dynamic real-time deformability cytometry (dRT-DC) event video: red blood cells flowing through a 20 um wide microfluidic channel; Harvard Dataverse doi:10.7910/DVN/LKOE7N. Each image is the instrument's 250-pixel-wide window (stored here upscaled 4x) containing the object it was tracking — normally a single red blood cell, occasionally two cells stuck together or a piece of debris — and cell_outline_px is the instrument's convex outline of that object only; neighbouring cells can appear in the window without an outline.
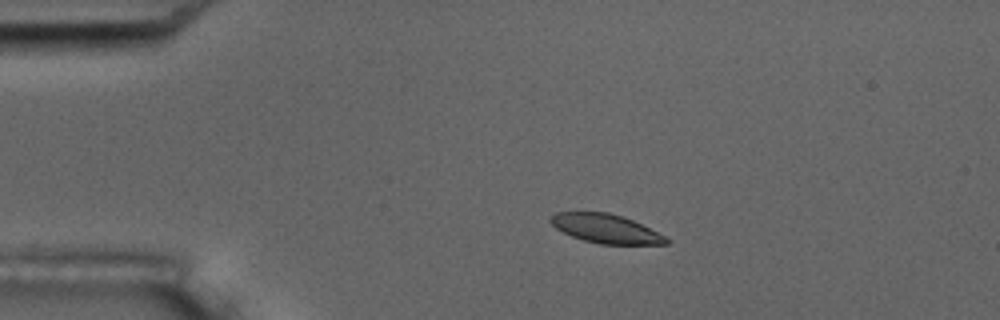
{"species": "common noctule bat (a hibernating species)", "species_latin": "Nyctalus noctula", "temperature_condition": "room temperature", "stored_images_in_passage": 9, "camera_frame_rate_fps": 3000, "um_per_image_px": 0.085, "animal": {"sex": "male", "body_mass_g": 17.5, "forearm_length_mm": 52.3}, "frame": {"image": 1, "passage_image": 4, "time_ms": 3.333, "image_size_px": [1000, 320], "cell_outline_px": [[668, 244], [600, 244], [584, 240], [572, 236], [556, 228], [548, 220], [556, 212], [608, 212], [624, 216], [664, 236], [668, 240]], "centroid_in_image_um": [51.46, 19.42], "position_along_channel_um": 33.5, "area_um2": 19.19}}
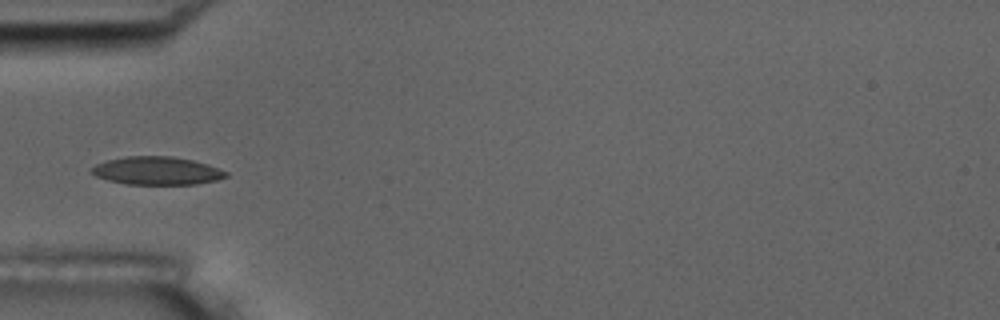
{"frame": {"image": 2, "passage_image": 6, "time_ms": 5.667, "image_size_px": [1000, 320], "cell_outline_px": [[228, 176], [216, 180], [196, 184], [128, 184], [108, 180], [96, 176], [88, 168], [96, 164], [108, 160], [128, 156], [172, 156], [192, 160], [208, 164], [228, 172]], "centroid_in_image_um": [13.34, 14.51], "position_along_channel_um": 71.7, "area_um2": 21.91}}
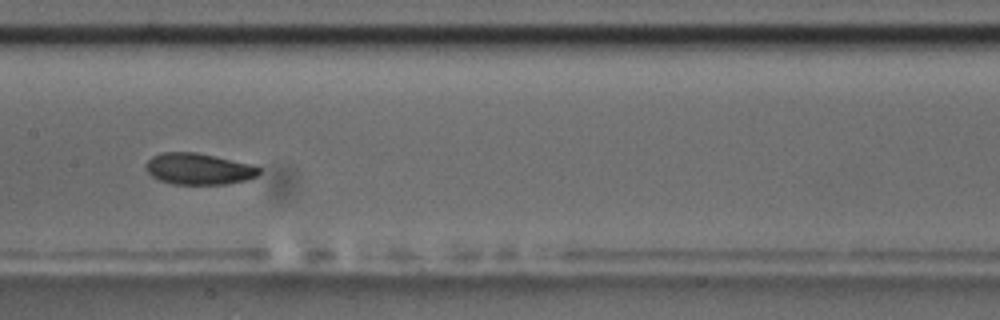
{"frame": {"image": 3, "passage_image": 9, "time_ms": 9.0, "image_size_px": [1000, 320], "cell_outline_px": [[260, 172], [256, 176], [248, 180], [228, 184], [172, 184], [160, 180], [152, 176], [144, 168], [144, 164], [152, 156], [160, 152], [196, 152], [252, 164], [260, 168]], "centroid_in_image_um": [16.87, 14.35], "position_along_channel_um": 190.5, "area_um2": 20.87}}